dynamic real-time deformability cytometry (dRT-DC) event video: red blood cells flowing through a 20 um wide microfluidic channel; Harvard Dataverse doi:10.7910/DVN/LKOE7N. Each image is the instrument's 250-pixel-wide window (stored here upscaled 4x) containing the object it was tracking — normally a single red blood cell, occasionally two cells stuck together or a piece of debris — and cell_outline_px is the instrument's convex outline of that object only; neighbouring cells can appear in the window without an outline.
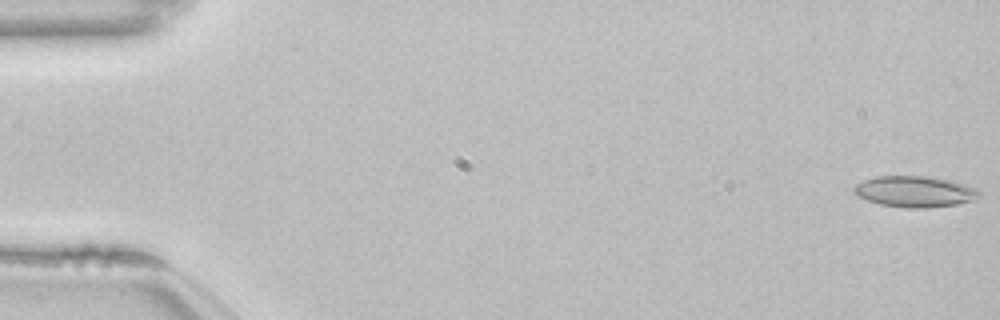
{"species": "common noctule bat (a hibernating species)", "species_latin": "Nyctalus noctula", "temperature_condition": "room temperature", "stored_images_in_passage": 54, "camera_frame_rate_fps": 3000, "um_per_image_px": 0.085, "animal": {"sex": "female", "body_mass_g": 22.7, "forearm_length_mm": 54.2}, "frame": {"image": 1, "passage_image": 1, "time_ms": 0.0, "image_size_px": [1000, 320], "cell_outline_px": [[984, 196], [972, 200], [956, 204], [928, 208], [904, 208], [880, 204], [856, 196], [852, 192], [852, 188], [856, 184], [864, 180], [876, 176], [928, 176], [952, 180], [980, 188], [984, 192]], "centroid_in_image_um": [77.82, 16.28], "position_along_channel_um": 7.2, "area_um2": 23.24}}
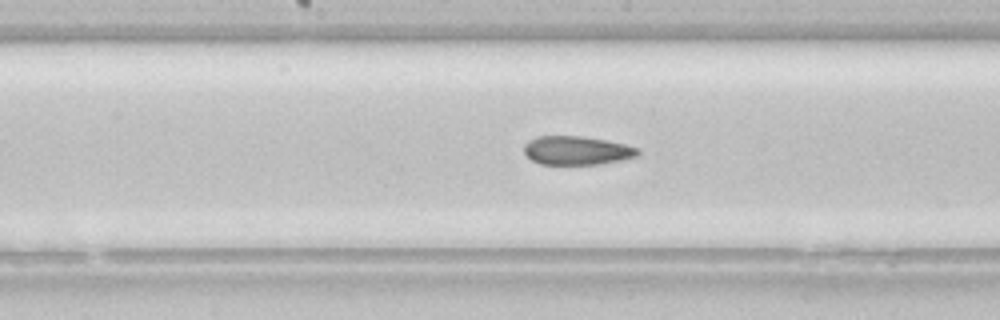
{"frame": {"image": 2, "passage_image": 28, "time_ms": 9.0, "image_size_px": [1000, 320], "cell_outline_px": [[640, 152], [636, 156], [620, 160], [600, 164], [540, 164], [532, 160], [524, 152], [524, 144], [528, 140], [536, 136], [580, 136], [604, 140], [624, 144], [640, 148]], "centroid_in_image_um": [49.01, 12.78], "position_along_channel_um": 199.2, "area_um2": 18.96}}
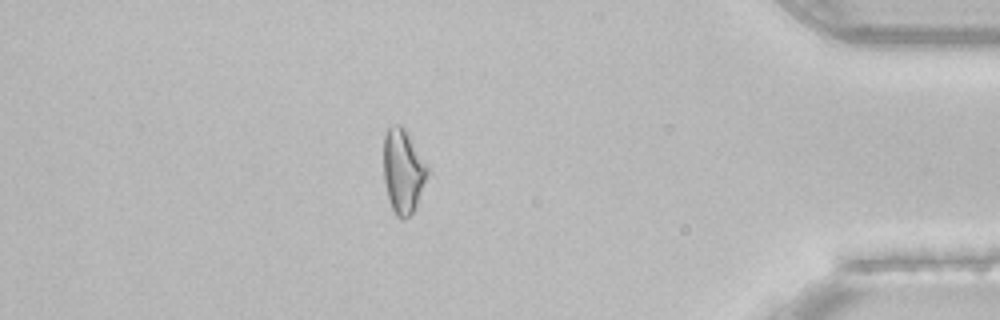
{"frame": {"image": 3, "passage_image": 47, "time_ms": 15.333, "image_size_px": [1000, 320], "cell_outline_px": [[428, 176], [416, 204], [412, 212], [404, 220], [400, 220], [396, 216], [392, 208], [388, 196], [384, 180], [384, 136], [388, 128], [392, 124], [400, 124], [404, 128], [428, 164]], "centroid_in_image_um": [34.26, 14.53], "position_along_channel_um": 400.9, "area_um2": 21.44}, "authors_computed_cell_mechanics": {"area_um2": 21.0681, "velocity_mm_per_s": 3.8462, "shape_relaxation_time_tau1_ms": null, "shape_relaxation_time_tau2_ms": 5.3965, "deformation_change_tau1": null, "deformation_change_tau2": 0.1286}}